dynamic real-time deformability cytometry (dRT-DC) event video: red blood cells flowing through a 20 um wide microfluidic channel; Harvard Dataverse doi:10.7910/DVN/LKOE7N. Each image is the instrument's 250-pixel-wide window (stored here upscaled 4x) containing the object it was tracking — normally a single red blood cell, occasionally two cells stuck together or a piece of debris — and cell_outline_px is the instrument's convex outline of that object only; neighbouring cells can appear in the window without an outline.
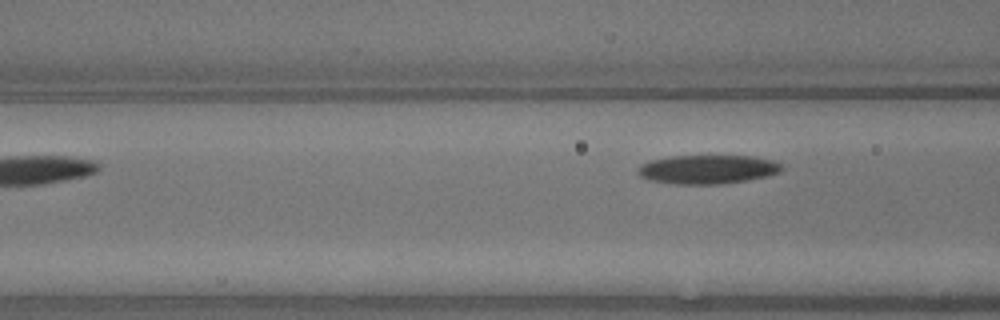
{"species": "common noctule bat (a hibernating species)", "species_latin": "Nyctalus noctula", "temperature_condition": "warm", "stored_images_in_passage": 7, "segment_of_instrument_passage": [2, 2], "camera_frame_rate_fps": 3000, "um_per_image_px": 0.085, "animal": {"sex": "male", "body_mass_g": 13.3}, "frame": {"image": 1, "passage_image": 7, "time_ms": 2.0, "image_size_px": [1000, 320], "cell_outline_px": [[784, 168], [780, 172], [768, 176], [748, 180], [724, 184], [676, 184], [648, 180], [640, 176], [636, 172], [640, 164], [652, 160], [672, 156], [752, 156], [772, 160], [780, 164]], "centroid_in_image_um": [60.14, 14.4], "position_along_channel_um": 106.5, "area_um2": 24.33}}